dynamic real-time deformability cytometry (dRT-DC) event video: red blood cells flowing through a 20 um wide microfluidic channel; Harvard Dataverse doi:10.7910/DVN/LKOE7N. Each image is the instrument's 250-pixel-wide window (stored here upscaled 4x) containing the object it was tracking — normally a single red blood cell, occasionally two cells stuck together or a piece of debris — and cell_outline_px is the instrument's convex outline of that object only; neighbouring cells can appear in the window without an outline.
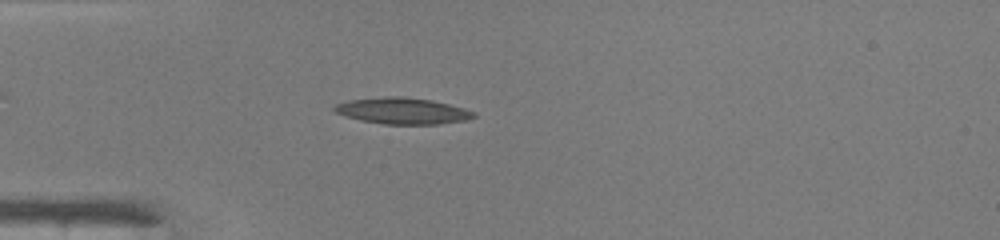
{"species": "common noctule bat (a hibernating species)", "species_latin": "Nyctalus noctula", "temperature_condition": "warm", "stored_images_in_passage": 42, "camera_frame_rate_fps": 3000, "um_per_image_px": 0.085, "animal": {"sex": "male", "body_mass_g": 19.0, "forearm_length_mm": 50.8}, "frame": {"image": 1, "passage_image": 7, "time_ms": 2.0, "image_size_px": [1000, 240], "cell_outline_px": [[476, 116], [468, 120], [440, 124], [384, 124], [360, 120], [344, 116], [336, 112], [332, 108], [336, 104], [352, 100], [384, 96], [404, 96], [432, 100], [464, 108], [476, 112]], "centroid_in_image_um": [34.25, 9.42], "position_along_channel_um": 50.8, "area_um2": 21.44}}
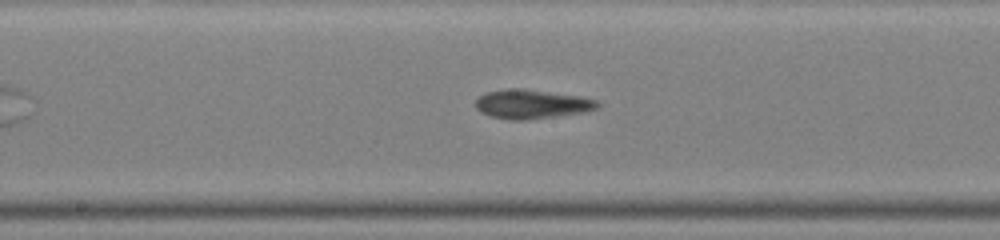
{"frame": {"image": 2, "passage_image": 19, "time_ms": 6.0, "image_size_px": [1000, 240], "cell_outline_px": [[600, 104], [596, 108], [584, 112], [524, 120], [512, 120], [492, 116], [480, 112], [476, 108], [476, 100], [480, 96], [488, 92], [512, 88], [520, 88], [580, 96], [596, 100]], "centroid_in_image_um": [45.19, 8.85], "position_along_channel_um": 203.0, "area_um2": 20.29}}
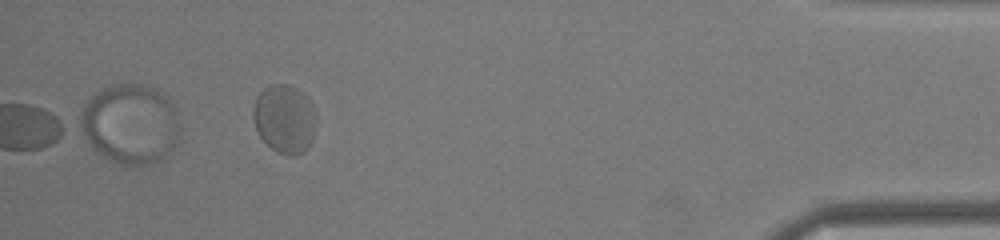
{"frame": {"image": 3, "passage_image": 38, "time_ms": 12.333, "image_size_px": [1000, 240], "cell_outline_px": [[316, 128], [312, 140], [304, 152], [296, 156], [288, 156], [276, 152], [260, 136], [256, 128], [252, 116], [252, 108], [260, 92], [264, 88], [272, 84], [288, 84], [304, 92], [308, 96], [316, 116]], "centroid_in_image_um": [24.21, 10.1], "position_along_channel_um": 411.0, "area_um2": 25.49}, "authors_computed_cell_mechanics": {"area_um2": 21.4438, "velocity_mm_per_s": 4.1314, "shape_relaxation_time_tau1_ms": 7.3431, "shape_relaxation_time_tau2_ms": null, "deformation_change_tau1": 0.226, "deformation_change_tau2": null}}